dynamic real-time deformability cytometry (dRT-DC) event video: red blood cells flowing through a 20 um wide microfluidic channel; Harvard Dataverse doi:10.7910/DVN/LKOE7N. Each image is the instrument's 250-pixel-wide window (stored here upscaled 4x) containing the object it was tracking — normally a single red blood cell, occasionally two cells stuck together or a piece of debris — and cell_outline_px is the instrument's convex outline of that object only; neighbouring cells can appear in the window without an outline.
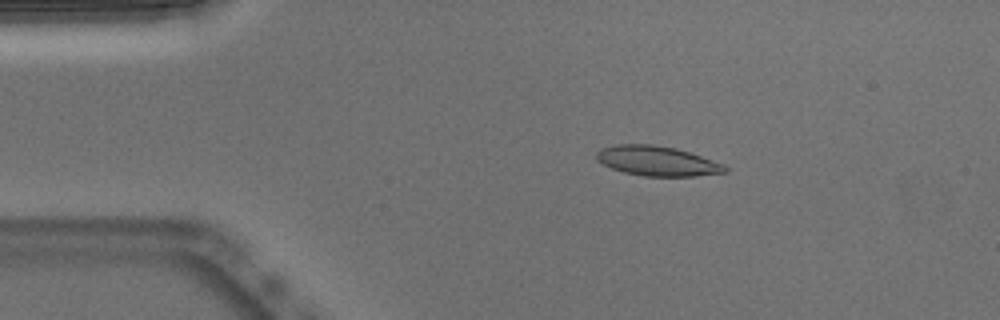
{"species": "Egyptian fruit bat (a non-hibernating species)", "species_latin": "Rousettus aegyptiacus", "temperature_condition": "warm", "stored_images_in_passage": 52, "camera_frame_rate_fps": 3000, "um_per_image_px": 0.085, "animal": {"sex": "male"}, "frame": {"image": 1, "passage_image": 9, "time_ms": 2.667, "image_size_px": [1000, 320], "cell_outline_px": [[728, 172], [696, 176], [644, 176], [624, 172], [612, 168], [596, 160], [596, 152], [600, 148], [616, 144], [652, 144], [676, 148], [724, 164], [728, 168]], "centroid_in_image_um": [55.85, 13.68], "position_along_channel_um": 29.2, "area_um2": 22.31}}
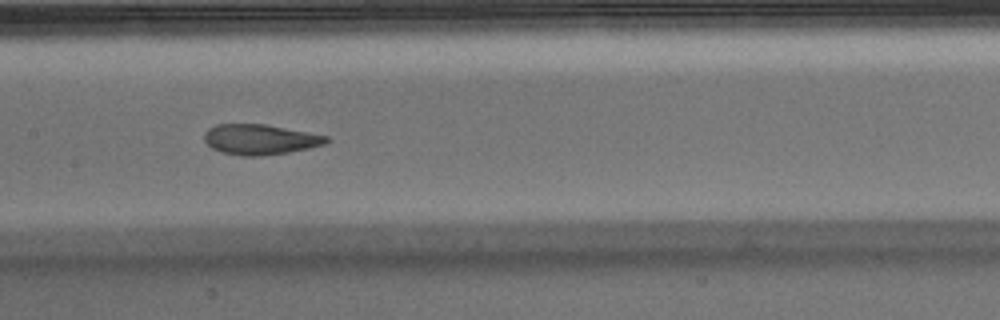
{"frame": {"image": 2, "passage_image": 25, "time_ms": 8.0, "image_size_px": [1000, 320], "cell_outline_px": [[332, 140], [324, 144], [308, 148], [288, 152], [260, 156], [244, 156], [220, 152], [212, 148], [204, 140], [204, 132], [208, 128], [216, 124], [264, 124], [308, 132], [328, 136]], "centroid_in_image_um": [22.09, 11.85], "position_along_channel_um": 185.3, "area_um2": 21.56}}
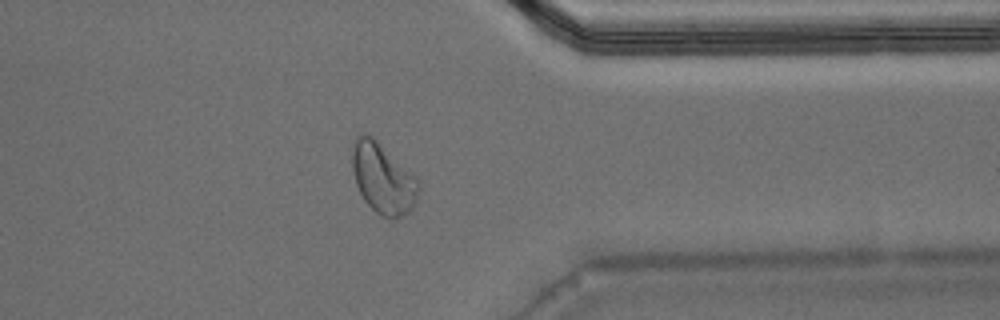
{"frame": {"image": 3, "passage_image": 41, "time_ms": 13.333, "image_size_px": [1000, 320], "cell_outline_px": [[420, 188], [416, 204], [408, 212], [392, 220], [380, 216], [364, 200], [356, 184], [352, 168], [352, 152], [356, 136], [360, 132], [368, 132], [416, 176], [420, 184]], "centroid_in_image_um": [32.56, 15.16], "position_along_channel_um": 378.8, "area_um2": 27.51}, "authors_computed_cell_mechanics": {"area_um2": 22.7154, "velocity_mm_per_s": 3.802, "shape_relaxation_time_tau1_ms": 7.1651, "shape_relaxation_time_tau2_ms": 1.3209, "deformation_change_tau1": 0.2187, "deformation_change_tau2": 0.0841}}